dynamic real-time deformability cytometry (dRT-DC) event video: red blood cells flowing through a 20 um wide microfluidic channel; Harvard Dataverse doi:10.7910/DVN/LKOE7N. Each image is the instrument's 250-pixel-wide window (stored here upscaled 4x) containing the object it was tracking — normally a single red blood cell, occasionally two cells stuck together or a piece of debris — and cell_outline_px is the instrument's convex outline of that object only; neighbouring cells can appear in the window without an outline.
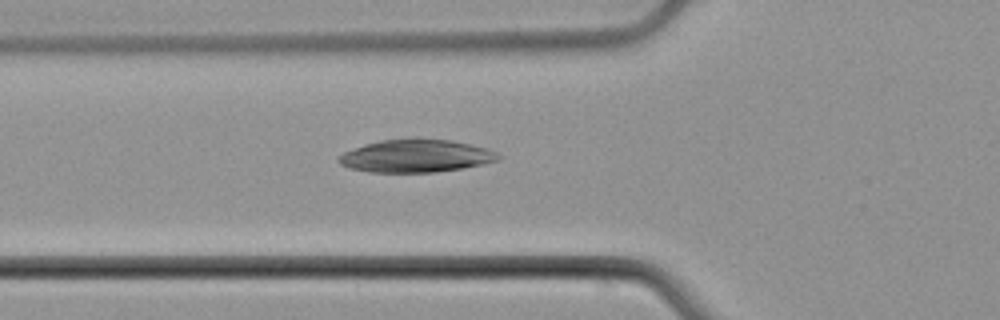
{"species": "common noctule bat (a hibernating species)", "species_latin": "Nyctalus noctula", "temperature_condition": "cold", "stored_images_in_passage": 5, "camera_frame_rate_fps": 3000, "um_per_image_px": 0.085, "animal": {"sex": "male", "body_mass_g": 21.5, "forearm_length_mm": 52.0}, "frame": {"image": 1, "passage_image": 5, "time_ms": 5.667, "image_size_px": [1000, 320], "cell_outline_px": [[500, 160], [460, 168], [436, 172], [372, 172], [348, 168], [340, 164], [336, 160], [344, 152], [364, 144], [380, 140], [412, 136], [452, 140], [488, 148], [496, 152], [500, 156]], "centroid_in_image_um": [35.33, 13.22], "position_along_channel_um": 90.5, "area_um2": 30.98}}